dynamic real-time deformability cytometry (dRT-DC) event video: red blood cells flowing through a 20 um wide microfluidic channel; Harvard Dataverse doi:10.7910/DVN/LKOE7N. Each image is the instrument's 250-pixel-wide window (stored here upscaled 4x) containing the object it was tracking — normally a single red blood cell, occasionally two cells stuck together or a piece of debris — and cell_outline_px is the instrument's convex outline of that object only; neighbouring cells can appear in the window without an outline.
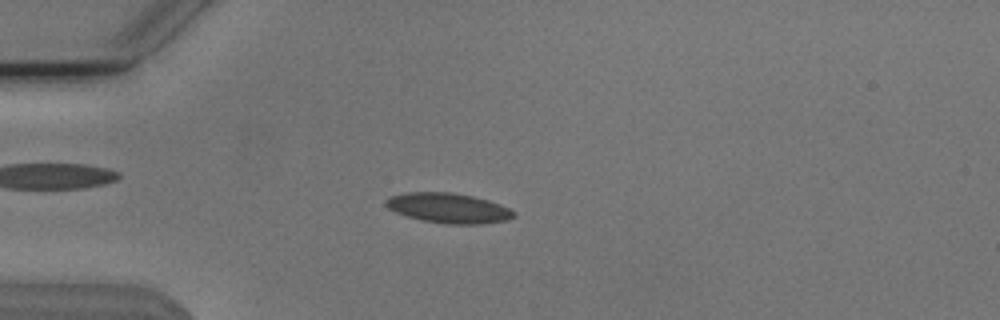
{"species": "Egyptian fruit bat (a non-hibernating species)", "species_latin": "Rousettus aegyptiacus", "temperature_condition": "cold", "stored_images_in_passage": 53, "camera_frame_rate_fps": 3000, "um_per_image_px": 0.085, "animal": {"sex": "male"}, "frame": {"image": 1, "passage_image": 14, "time_ms": 4.333, "image_size_px": [1000, 320], "cell_outline_px": [[516, 216], [508, 220], [484, 224], [444, 224], [420, 220], [396, 212], [388, 208], [384, 204], [384, 200], [388, 196], [404, 192], [452, 192], [472, 196], [488, 200], [500, 204], [516, 212]], "centroid_in_image_um": [38.11, 17.68], "position_along_channel_um": 46.9, "area_um2": 22.66}}
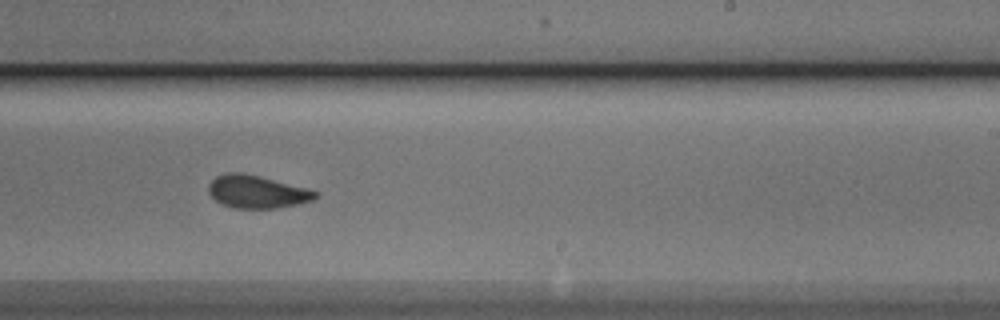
{"frame": {"image": 2, "passage_image": 33, "time_ms": 10.667, "image_size_px": [1000, 320], "cell_outline_px": [[320, 196], [312, 200], [296, 204], [276, 208], [232, 208], [220, 204], [208, 192], [208, 184], [216, 176], [228, 172], [244, 172], [308, 188], [320, 192]], "centroid_in_image_um": [21.84, 16.29], "position_along_channel_um": 267.2, "area_um2": 20.63}}
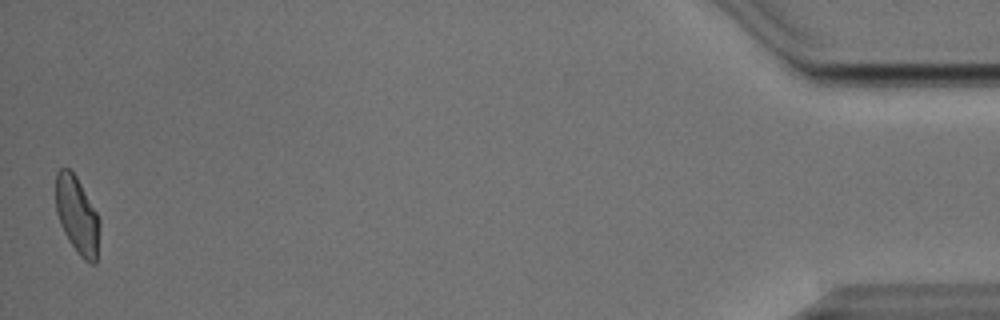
{"frame": {"image": 3, "passage_image": 53, "time_ms": 17.333, "image_size_px": [1000, 320], "cell_outline_px": [[100, 224], [96, 264], [92, 264], [84, 260], [76, 252], [68, 240], [60, 224], [56, 212], [56, 172], [60, 168], [68, 168], [76, 176], [96, 212], [100, 220]], "centroid_in_image_um": [6.55, 18.33], "position_along_channel_um": 428.6, "area_um2": 19.71}, "authors_computed_cell_mechanics": {"area_um2": 20.6346, "velocity_mm_per_s": 3.7899, "shape_relaxation_time_tau1_ms": 4.6094, "shape_relaxation_time_tau2_ms": 1.5822, "deformation_change_tau1": 0.1351, "deformation_change_tau2": 0.0607}}